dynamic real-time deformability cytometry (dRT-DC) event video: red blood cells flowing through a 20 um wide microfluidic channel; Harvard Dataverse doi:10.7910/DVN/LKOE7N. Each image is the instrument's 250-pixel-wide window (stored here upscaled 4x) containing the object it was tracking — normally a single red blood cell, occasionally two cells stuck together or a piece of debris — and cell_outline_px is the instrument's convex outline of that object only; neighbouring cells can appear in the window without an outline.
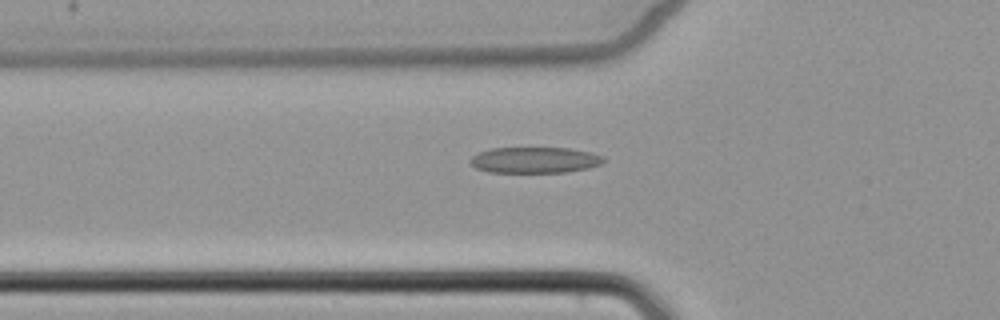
{"species": "common noctule bat (a hibernating species)", "species_latin": "Nyctalus noctula", "temperature_condition": "cold", "stored_images_in_passage": 4, "camera_frame_rate_fps": 3000, "um_per_image_px": 0.085, "animal": {"sex": "female", "body_mass_g": 22.7, "forearm_length_mm": 54.2}, "frame": {"image": 1, "passage_image": 4, "time_ms": 5.0, "image_size_px": [1000, 320], "cell_outline_px": [[608, 160], [600, 164], [588, 168], [568, 172], [488, 172], [476, 168], [468, 164], [468, 160], [472, 156], [480, 152], [492, 148], [568, 148], [592, 152], [604, 156]], "centroid_in_image_um": [45.46, 13.6], "position_along_channel_um": 80.3, "area_um2": 20.4}}